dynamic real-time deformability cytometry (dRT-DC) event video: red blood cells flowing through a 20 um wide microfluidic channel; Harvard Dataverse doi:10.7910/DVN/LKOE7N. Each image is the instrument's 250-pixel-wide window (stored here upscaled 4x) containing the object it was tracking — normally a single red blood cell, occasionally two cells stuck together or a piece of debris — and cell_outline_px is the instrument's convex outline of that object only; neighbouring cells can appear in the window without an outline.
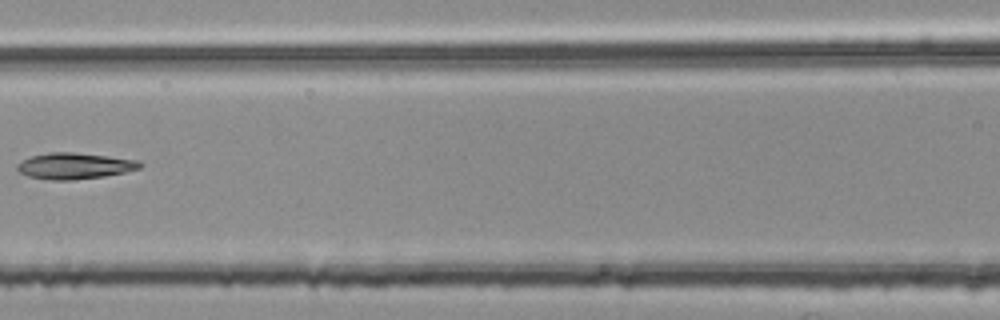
{"species": "common noctule bat (a hibernating species)", "species_latin": "Nyctalus noctula", "temperature_condition": "room temperature", "stored_images_in_passage": 6, "camera_frame_rate_fps": 3000, "um_per_image_px": 0.085, "animal": {"sex": "female", "body_mass_g": 25.1}, "frame": {"image": 1, "passage_image": 6, "time_ms": 1.667, "image_size_px": [1000, 320], "cell_outline_px": [[144, 164], [140, 168], [124, 172], [104, 176], [72, 180], [52, 180], [28, 176], [20, 172], [16, 168], [16, 164], [20, 160], [28, 156], [48, 152], [76, 152], [140, 160]], "centroid_in_image_um": [6.31, 14.08], "position_along_channel_um": 160.3, "area_um2": 18.96}}